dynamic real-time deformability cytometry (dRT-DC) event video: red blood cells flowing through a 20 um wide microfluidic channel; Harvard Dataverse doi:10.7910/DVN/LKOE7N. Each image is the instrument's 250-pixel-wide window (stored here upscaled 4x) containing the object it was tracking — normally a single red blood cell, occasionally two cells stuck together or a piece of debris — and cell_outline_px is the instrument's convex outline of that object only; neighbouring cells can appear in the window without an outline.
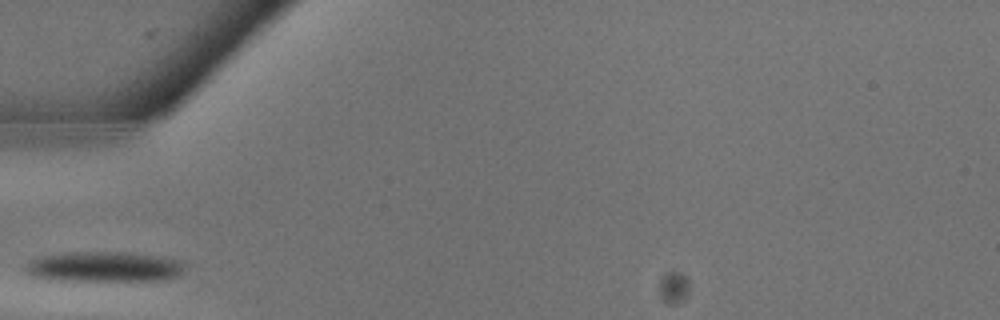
{"species": "common noctule bat (a hibernating species)", "species_latin": "Nyctalus noctula", "temperature_condition": "warm", "stored_images_in_passage": 2, "camera_frame_rate_fps": 3000, "um_per_image_px": 0.085, "animal": {"sex": "male", "body_mass_g": 13.3}, "frame": {"image": 1, "passage_image": 1, "time_ms": 0.0, "image_size_px": [1000, 320], "cell_outline_px": [[184, 268], [180, 276], [160, 280], [48, 280], [32, 276], [24, 268], [32, 260], [44, 256], [72, 252], [128, 252], [160, 256], [180, 260], [184, 264]], "centroid_in_image_um": [8.9, 22.67], "position_along_channel_um": 76.1, "area_um2": 27.92}}